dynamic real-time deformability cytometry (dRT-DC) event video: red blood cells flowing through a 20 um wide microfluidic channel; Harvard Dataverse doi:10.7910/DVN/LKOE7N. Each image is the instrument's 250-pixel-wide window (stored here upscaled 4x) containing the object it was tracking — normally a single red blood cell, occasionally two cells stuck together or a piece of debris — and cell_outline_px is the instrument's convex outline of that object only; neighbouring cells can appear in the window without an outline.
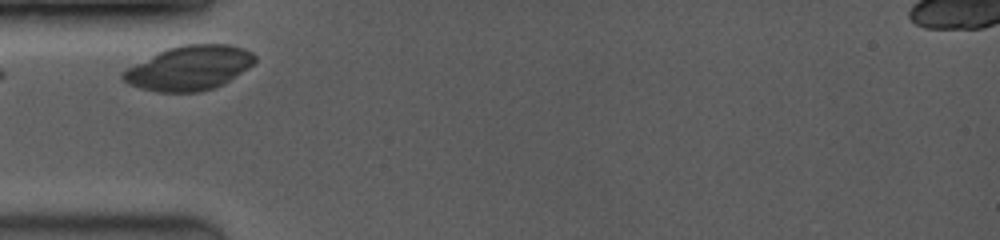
{"species": "common noctule bat (a hibernating species)", "species_latin": "Nyctalus noctula", "temperature_condition": "room temperature", "stored_images_in_passage": 5, "camera_frame_rate_fps": 3500, "um_per_image_px": 0.085, "animal": {"sex": "female", "body_mass_g": 19.0, "forearm_length_mm": 53.3}, "frame": {"image": 1, "passage_image": 1, "time_ms": 0.0, "image_size_px": [1000, 240], "cell_outline_px": [[256, 60], [252, 64], [224, 84], [216, 88], [200, 92], [156, 92], [140, 88], [128, 84], [120, 76], [120, 72], [168, 48], [184, 44], [228, 44], [244, 48], [252, 52], [256, 56]], "centroid_in_image_um": [16.1, 5.79], "position_along_channel_um": 68.9, "area_um2": 33.99}}
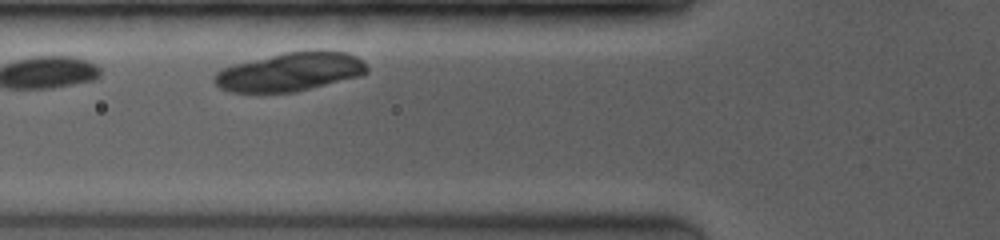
{"frame": {"image": 2, "passage_image": 2, "time_ms": 0.857, "image_size_px": [1000, 240], "cell_outline_px": [[368, 72], [360, 76], [296, 92], [228, 92], [220, 88], [212, 80], [212, 76], [216, 72], [224, 68], [236, 64], [284, 52], [320, 48], [324, 48], [348, 52], [356, 56], [368, 68]], "centroid_in_image_um": [24.69, 6.08], "position_along_channel_um": 101.1, "area_um2": 34.8}}